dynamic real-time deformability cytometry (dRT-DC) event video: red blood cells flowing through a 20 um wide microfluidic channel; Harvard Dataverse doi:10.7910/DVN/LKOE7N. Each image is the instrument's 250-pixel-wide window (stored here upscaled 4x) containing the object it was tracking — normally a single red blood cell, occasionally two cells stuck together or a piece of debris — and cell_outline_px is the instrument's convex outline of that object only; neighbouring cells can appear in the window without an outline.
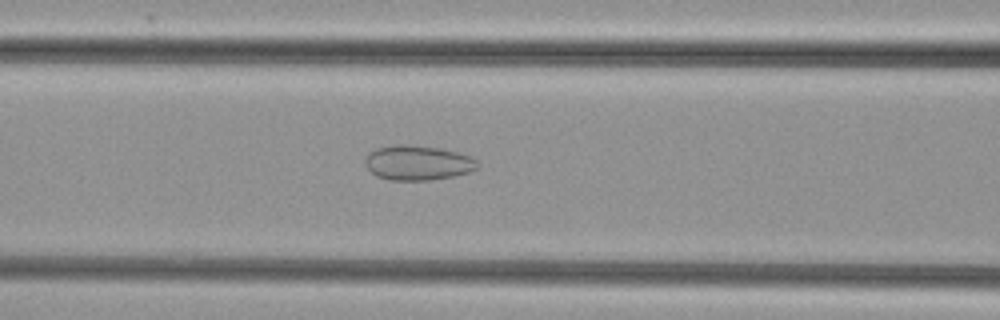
{"species": "common noctule bat (a hibernating species)", "species_latin": "Nyctalus noctula", "temperature_condition": "cold", "stored_images_in_passage": 48, "camera_frame_rate_fps": 3000, "um_per_image_px": 0.085, "animal": {"sex": "female", "body_mass_g": 29.2, "forearm_length_mm": 56.3}, "frame": {"image": 1, "passage_image": 18, "time_ms": 5.667, "image_size_px": [1000, 320], "cell_outline_px": [[480, 164], [476, 168], [468, 172], [452, 176], [428, 180], [388, 180], [376, 176], [364, 164], [364, 160], [368, 152], [376, 148], [396, 144], [408, 144], [440, 148], [472, 156]], "centroid_in_image_um": [35.48, 13.82], "position_along_channel_um": 131.1, "area_um2": 22.89}}
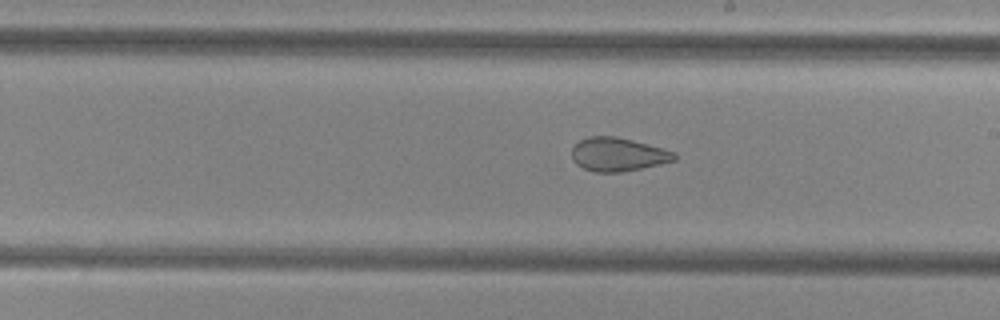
{"frame": {"image": 2, "passage_image": 26, "time_ms": 8.333, "image_size_px": [1000, 320], "cell_outline_px": [[676, 160], [660, 164], [624, 172], [596, 172], [584, 168], [576, 164], [572, 160], [572, 148], [580, 140], [588, 136], [616, 136], [632, 140], [676, 152]], "centroid_in_image_um": [52.52, 13.13], "position_along_channel_um": 236.5, "area_um2": 20.06}}
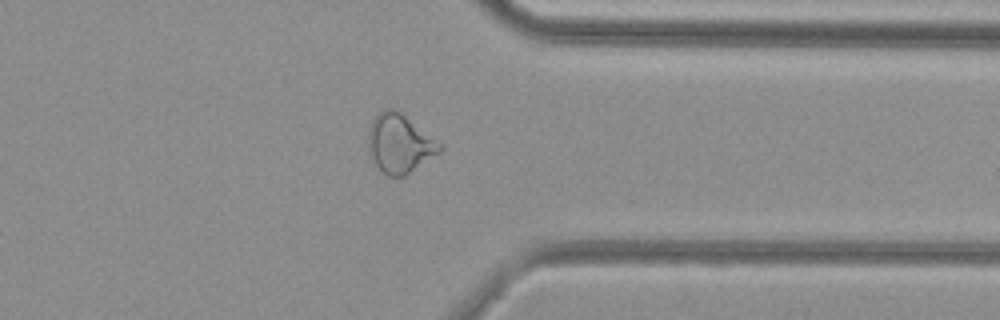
{"frame": {"image": 3, "passage_image": 37, "time_ms": 12.0, "image_size_px": [1000, 320], "cell_outline_px": [[440, 152], [404, 176], [388, 176], [376, 164], [372, 156], [368, 144], [368, 128], [372, 120], [384, 108], [392, 108], [400, 112], [440, 144]], "centroid_in_image_um": [33.93, 12.19], "position_along_channel_um": 377.5, "area_um2": 23.64}}